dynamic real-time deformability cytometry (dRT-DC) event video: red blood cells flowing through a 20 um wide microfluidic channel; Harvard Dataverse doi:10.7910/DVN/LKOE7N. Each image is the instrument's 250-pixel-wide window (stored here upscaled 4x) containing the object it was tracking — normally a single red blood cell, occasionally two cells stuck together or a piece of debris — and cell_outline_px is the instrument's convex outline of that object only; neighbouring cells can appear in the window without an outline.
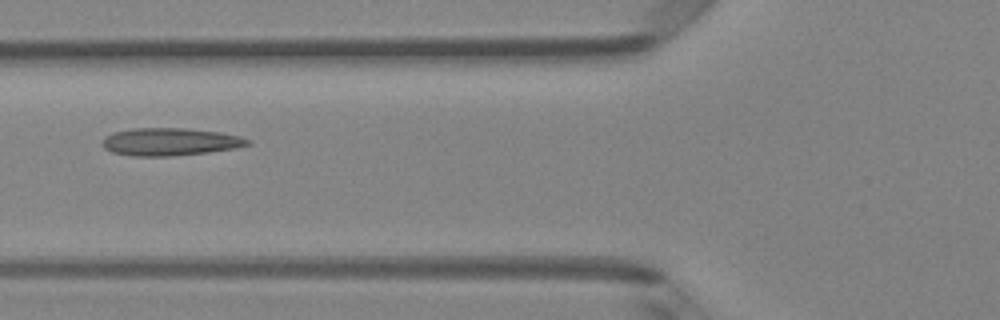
{"species": "Egyptian fruit bat (a non-hibernating species)", "species_latin": "Rousettus aegyptiacus", "temperature_condition": "room temperature", "stored_images_in_passage": 2, "camera_frame_rate_fps": 3000, "um_per_image_px": 0.085, "animal": {"sex": "female"}, "frame": {"image": 1, "passage_image": 2, "time_ms": 0.333, "image_size_px": [1000, 320], "cell_outline_px": [[252, 144], [236, 148], [208, 152], [172, 156], [132, 156], [112, 152], [104, 148], [100, 144], [104, 136], [112, 132], [132, 128], [184, 128], [220, 132], [240, 136], [252, 140]], "centroid_in_image_um": [14.44, 12.05], "position_along_channel_um": 111.4, "area_um2": 23.7}}